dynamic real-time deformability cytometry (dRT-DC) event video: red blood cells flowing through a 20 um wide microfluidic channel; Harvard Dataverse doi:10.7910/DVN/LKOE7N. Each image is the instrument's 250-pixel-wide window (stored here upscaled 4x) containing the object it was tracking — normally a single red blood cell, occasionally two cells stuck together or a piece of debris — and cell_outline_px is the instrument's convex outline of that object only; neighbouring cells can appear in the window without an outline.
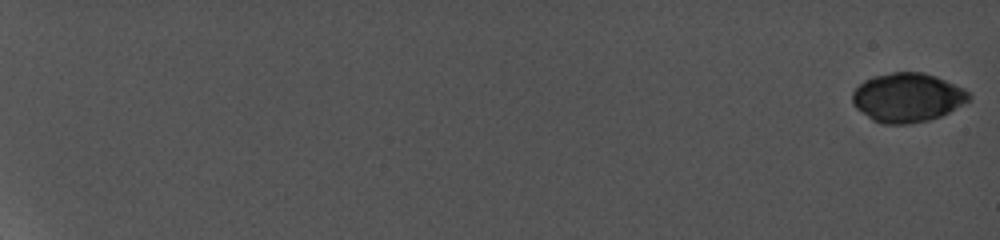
{"species": "common noctule bat (a hibernating species)", "species_latin": "Nyctalus noctula", "temperature_condition": "cold", "stored_images_in_passage": 9, "camera_frame_rate_fps": 5000, "um_per_image_px": 0.085, "animal": {"sex": "female", "body_mass_g": 19.0, "forearm_length_mm": 56.7}, "frame": {"image": 1, "passage_image": 1, "time_ms": 0.0, "image_size_px": [1000, 240], "cell_outline_px": [[972, 96], [968, 100], [948, 112], [940, 116], [928, 120], [908, 124], [884, 124], [872, 120], [856, 108], [852, 104], [852, 92], [864, 80], [872, 76], [892, 72], [924, 72], [936, 76], [964, 88]], "centroid_in_image_um": [77.1, 8.28], "position_along_channel_um": 7.9, "area_um2": 33.29}}